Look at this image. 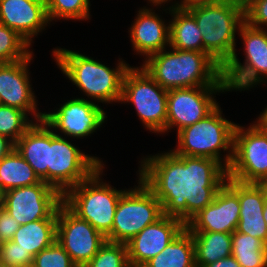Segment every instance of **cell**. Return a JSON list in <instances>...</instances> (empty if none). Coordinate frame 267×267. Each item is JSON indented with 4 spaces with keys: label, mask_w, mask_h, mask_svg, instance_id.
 I'll return each instance as SVG.
<instances>
[{
    "label": "cell",
    "mask_w": 267,
    "mask_h": 267,
    "mask_svg": "<svg viewBox=\"0 0 267 267\" xmlns=\"http://www.w3.org/2000/svg\"><path fill=\"white\" fill-rule=\"evenodd\" d=\"M227 86H200L168 90L166 132H177L205 118L219 104L217 93L227 92ZM174 127V128H173Z\"/></svg>",
    "instance_id": "13"
},
{
    "label": "cell",
    "mask_w": 267,
    "mask_h": 267,
    "mask_svg": "<svg viewBox=\"0 0 267 267\" xmlns=\"http://www.w3.org/2000/svg\"><path fill=\"white\" fill-rule=\"evenodd\" d=\"M221 0H180L179 1H175L174 3L172 2L170 8H175V7H180L183 9H188L191 8L193 6H197V5H205V4H209V3H216L219 2Z\"/></svg>",
    "instance_id": "37"
},
{
    "label": "cell",
    "mask_w": 267,
    "mask_h": 267,
    "mask_svg": "<svg viewBox=\"0 0 267 267\" xmlns=\"http://www.w3.org/2000/svg\"><path fill=\"white\" fill-rule=\"evenodd\" d=\"M15 148V143L0 134V160Z\"/></svg>",
    "instance_id": "38"
},
{
    "label": "cell",
    "mask_w": 267,
    "mask_h": 267,
    "mask_svg": "<svg viewBox=\"0 0 267 267\" xmlns=\"http://www.w3.org/2000/svg\"><path fill=\"white\" fill-rule=\"evenodd\" d=\"M228 178L267 184V134L255 121L247 128L236 124Z\"/></svg>",
    "instance_id": "11"
},
{
    "label": "cell",
    "mask_w": 267,
    "mask_h": 267,
    "mask_svg": "<svg viewBox=\"0 0 267 267\" xmlns=\"http://www.w3.org/2000/svg\"><path fill=\"white\" fill-rule=\"evenodd\" d=\"M41 181L33 168L15 148L0 160V189L3 193Z\"/></svg>",
    "instance_id": "27"
},
{
    "label": "cell",
    "mask_w": 267,
    "mask_h": 267,
    "mask_svg": "<svg viewBox=\"0 0 267 267\" xmlns=\"http://www.w3.org/2000/svg\"><path fill=\"white\" fill-rule=\"evenodd\" d=\"M263 218L265 219L266 227H267V197H266V201L264 203Z\"/></svg>",
    "instance_id": "42"
},
{
    "label": "cell",
    "mask_w": 267,
    "mask_h": 267,
    "mask_svg": "<svg viewBox=\"0 0 267 267\" xmlns=\"http://www.w3.org/2000/svg\"><path fill=\"white\" fill-rule=\"evenodd\" d=\"M21 109L0 104V134L16 143L35 123Z\"/></svg>",
    "instance_id": "30"
},
{
    "label": "cell",
    "mask_w": 267,
    "mask_h": 267,
    "mask_svg": "<svg viewBox=\"0 0 267 267\" xmlns=\"http://www.w3.org/2000/svg\"><path fill=\"white\" fill-rule=\"evenodd\" d=\"M2 204H3V192L0 189V207L2 206Z\"/></svg>",
    "instance_id": "44"
},
{
    "label": "cell",
    "mask_w": 267,
    "mask_h": 267,
    "mask_svg": "<svg viewBox=\"0 0 267 267\" xmlns=\"http://www.w3.org/2000/svg\"><path fill=\"white\" fill-rule=\"evenodd\" d=\"M141 65L164 89L227 86L222 67L207 53L168 47L143 60Z\"/></svg>",
    "instance_id": "2"
},
{
    "label": "cell",
    "mask_w": 267,
    "mask_h": 267,
    "mask_svg": "<svg viewBox=\"0 0 267 267\" xmlns=\"http://www.w3.org/2000/svg\"><path fill=\"white\" fill-rule=\"evenodd\" d=\"M32 267H77L70 255L56 240L33 257Z\"/></svg>",
    "instance_id": "33"
},
{
    "label": "cell",
    "mask_w": 267,
    "mask_h": 267,
    "mask_svg": "<svg viewBox=\"0 0 267 267\" xmlns=\"http://www.w3.org/2000/svg\"><path fill=\"white\" fill-rule=\"evenodd\" d=\"M137 179L138 185L127 189L119 198L107 241L126 244L163 216L160 201L139 177Z\"/></svg>",
    "instance_id": "9"
},
{
    "label": "cell",
    "mask_w": 267,
    "mask_h": 267,
    "mask_svg": "<svg viewBox=\"0 0 267 267\" xmlns=\"http://www.w3.org/2000/svg\"><path fill=\"white\" fill-rule=\"evenodd\" d=\"M90 0H46V12L49 22L63 20H88Z\"/></svg>",
    "instance_id": "29"
},
{
    "label": "cell",
    "mask_w": 267,
    "mask_h": 267,
    "mask_svg": "<svg viewBox=\"0 0 267 267\" xmlns=\"http://www.w3.org/2000/svg\"><path fill=\"white\" fill-rule=\"evenodd\" d=\"M33 56L32 52L23 60L0 64V104L21 109L38 122L43 120L44 113L38 110L29 76L28 66Z\"/></svg>",
    "instance_id": "16"
},
{
    "label": "cell",
    "mask_w": 267,
    "mask_h": 267,
    "mask_svg": "<svg viewBox=\"0 0 267 267\" xmlns=\"http://www.w3.org/2000/svg\"><path fill=\"white\" fill-rule=\"evenodd\" d=\"M0 23L32 46L33 39L50 25L46 0H0Z\"/></svg>",
    "instance_id": "20"
},
{
    "label": "cell",
    "mask_w": 267,
    "mask_h": 267,
    "mask_svg": "<svg viewBox=\"0 0 267 267\" xmlns=\"http://www.w3.org/2000/svg\"><path fill=\"white\" fill-rule=\"evenodd\" d=\"M167 94L142 67L131 66L125 73L119 103L134 106L143 126L152 133L165 134Z\"/></svg>",
    "instance_id": "7"
},
{
    "label": "cell",
    "mask_w": 267,
    "mask_h": 267,
    "mask_svg": "<svg viewBox=\"0 0 267 267\" xmlns=\"http://www.w3.org/2000/svg\"><path fill=\"white\" fill-rule=\"evenodd\" d=\"M263 130L264 132L267 134V123H257Z\"/></svg>",
    "instance_id": "43"
},
{
    "label": "cell",
    "mask_w": 267,
    "mask_h": 267,
    "mask_svg": "<svg viewBox=\"0 0 267 267\" xmlns=\"http://www.w3.org/2000/svg\"><path fill=\"white\" fill-rule=\"evenodd\" d=\"M106 118V112L101 105L82 97H74L54 111L44 112L43 121L57 135L83 139L96 133L107 121Z\"/></svg>",
    "instance_id": "15"
},
{
    "label": "cell",
    "mask_w": 267,
    "mask_h": 267,
    "mask_svg": "<svg viewBox=\"0 0 267 267\" xmlns=\"http://www.w3.org/2000/svg\"><path fill=\"white\" fill-rule=\"evenodd\" d=\"M256 123H267V106L264 111L260 112L258 118H256Z\"/></svg>",
    "instance_id": "40"
},
{
    "label": "cell",
    "mask_w": 267,
    "mask_h": 267,
    "mask_svg": "<svg viewBox=\"0 0 267 267\" xmlns=\"http://www.w3.org/2000/svg\"><path fill=\"white\" fill-rule=\"evenodd\" d=\"M169 13L170 19V47L186 51L204 53L202 33L200 32L194 16L180 7L163 9ZM169 12H168V11Z\"/></svg>",
    "instance_id": "23"
},
{
    "label": "cell",
    "mask_w": 267,
    "mask_h": 267,
    "mask_svg": "<svg viewBox=\"0 0 267 267\" xmlns=\"http://www.w3.org/2000/svg\"><path fill=\"white\" fill-rule=\"evenodd\" d=\"M0 264L5 267H32L33 256L10 240L0 243Z\"/></svg>",
    "instance_id": "34"
},
{
    "label": "cell",
    "mask_w": 267,
    "mask_h": 267,
    "mask_svg": "<svg viewBox=\"0 0 267 267\" xmlns=\"http://www.w3.org/2000/svg\"><path fill=\"white\" fill-rule=\"evenodd\" d=\"M57 219H42L20 225L12 241L33 257L56 241Z\"/></svg>",
    "instance_id": "25"
},
{
    "label": "cell",
    "mask_w": 267,
    "mask_h": 267,
    "mask_svg": "<svg viewBox=\"0 0 267 267\" xmlns=\"http://www.w3.org/2000/svg\"><path fill=\"white\" fill-rule=\"evenodd\" d=\"M194 242L195 266L205 267L232 254V234L191 232Z\"/></svg>",
    "instance_id": "26"
},
{
    "label": "cell",
    "mask_w": 267,
    "mask_h": 267,
    "mask_svg": "<svg viewBox=\"0 0 267 267\" xmlns=\"http://www.w3.org/2000/svg\"><path fill=\"white\" fill-rule=\"evenodd\" d=\"M104 169L103 163L87 179L69 189L63 195V203L106 237L112 230L119 198L127 189L117 190L104 182L101 179Z\"/></svg>",
    "instance_id": "6"
},
{
    "label": "cell",
    "mask_w": 267,
    "mask_h": 267,
    "mask_svg": "<svg viewBox=\"0 0 267 267\" xmlns=\"http://www.w3.org/2000/svg\"><path fill=\"white\" fill-rule=\"evenodd\" d=\"M245 22L267 30V0H243Z\"/></svg>",
    "instance_id": "35"
},
{
    "label": "cell",
    "mask_w": 267,
    "mask_h": 267,
    "mask_svg": "<svg viewBox=\"0 0 267 267\" xmlns=\"http://www.w3.org/2000/svg\"><path fill=\"white\" fill-rule=\"evenodd\" d=\"M20 227V224L5 210L0 207V243L13 239L15 232Z\"/></svg>",
    "instance_id": "36"
},
{
    "label": "cell",
    "mask_w": 267,
    "mask_h": 267,
    "mask_svg": "<svg viewBox=\"0 0 267 267\" xmlns=\"http://www.w3.org/2000/svg\"><path fill=\"white\" fill-rule=\"evenodd\" d=\"M63 196L46 182L13 188L3 193L2 207L20 224L57 219Z\"/></svg>",
    "instance_id": "12"
},
{
    "label": "cell",
    "mask_w": 267,
    "mask_h": 267,
    "mask_svg": "<svg viewBox=\"0 0 267 267\" xmlns=\"http://www.w3.org/2000/svg\"><path fill=\"white\" fill-rule=\"evenodd\" d=\"M205 267H241V265L237 262L234 256H229L226 258H222L218 261L210 263Z\"/></svg>",
    "instance_id": "39"
},
{
    "label": "cell",
    "mask_w": 267,
    "mask_h": 267,
    "mask_svg": "<svg viewBox=\"0 0 267 267\" xmlns=\"http://www.w3.org/2000/svg\"><path fill=\"white\" fill-rule=\"evenodd\" d=\"M139 163L137 175L160 201L163 215L184 224L214 200L228 177V170L214 159L171 150L142 157Z\"/></svg>",
    "instance_id": "1"
},
{
    "label": "cell",
    "mask_w": 267,
    "mask_h": 267,
    "mask_svg": "<svg viewBox=\"0 0 267 267\" xmlns=\"http://www.w3.org/2000/svg\"><path fill=\"white\" fill-rule=\"evenodd\" d=\"M84 267H130L127 245L106 241Z\"/></svg>",
    "instance_id": "32"
},
{
    "label": "cell",
    "mask_w": 267,
    "mask_h": 267,
    "mask_svg": "<svg viewBox=\"0 0 267 267\" xmlns=\"http://www.w3.org/2000/svg\"><path fill=\"white\" fill-rule=\"evenodd\" d=\"M240 203L238 195L225 183L214 200L194 215L185 227L190 232L233 233L238 226Z\"/></svg>",
    "instance_id": "17"
},
{
    "label": "cell",
    "mask_w": 267,
    "mask_h": 267,
    "mask_svg": "<svg viewBox=\"0 0 267 267\" xmlns=\"http://www.w3.org/2000/svg\"><path fill=\"white\" fill-rule=\"evenodd\" d=\"M187 10L202 33L204 53L223 68L236 52V34L245 22L243 0H221Z\"/></svg>",
    "instance_id": "4"
},
{
    "label": "cell",
    "mask_w": 267,
    "mask_h": 267,
    "mask_svg": "<svg viewBox=\"0 0 267 267\" xmlns=\"http://www.w3.org/2000/svg\"><path fill=\"white\" fill-rule=\"evenodd\" d=\"M129 29L134 52L145 60L170 46V23L155 13L153 7H141Z\"/></svg>",
    "instance_id": "21"
},
{
    "label": "cell",
    "mask_w": 267,
    "mask_h": 267,
    "mask_svg": "<svg viewBox=\"0 0 267 267\" xmlns=\"http://www.w3.org/2000/svg\"><path fill=\"white\" fill-rule=\"evenodd\" d=\"M225 183L239 197L240 214L236 231L256 237L267 245V227L263 218L267 184L242 183L228 177Z\"/></svg>",
    "instance_id": "19"
},
{
    "label": "cell",
    "mask_w": 267,
    "mask_h": 267,
    "mask_svg": "<svg viewBox=\"0 0 267 267\" xmlns=\"http://www.w3.org/2000/svg\"><path fill=\"white\" fill-rule=\"evenodd\" d=\"M142 267H196L191 232L185 227L158 255Z\"/></svg>",
    "instance_id": "24"
},
{
    "label": "cell",
    "mask_w": 267,
    "mask_h": 267,
    "mask_svg": "<svg viewBox=\"0 0 267 267\" xmlns=\"http://www.w3.org/2000/svg\"><path fill=\"white\" fill-rule=\"evenodd\" d=\"M185 224L176 217L163 215L126 243L130 266L142 267L158 255L183 229Z\"/></svg>",
    "instance_id": "18"
},
{
    "label": "cell",
    "mask_w": 267,
    "mask_h": 267,
    "mask_svg": "<svg viewBox=\"0 0 267 267\" xmlns=\"http://www.w3.org/2000/svg\"><path fill=\"white\" fill-rule=\"evenodd\" d=\"M170 1H173V0H147L148 3L151 4V6H157L161 8V6H164V4L168 3L170 4Z\"/></svg>",
    "instance_id": "41"
},
{
    "label": "cell",
    "mask_w": 267,
    "mask_h": 267,
    "mask_svg": "<svg viewBox=\"0 0 267 267\" xmlns=\"http://www.w3.org/2000/svg\"><path fill=\"white\" fill-rule=\"evenodd\" d=\"M102 164L103 160L99 157L86 155L67 137L55 134L49 127L48 185L62 196Z\"/></svg>",
    "instance_id": "10"
},
{
    "label": "cell",
    "mask_w": 267,
    "mask_h": 267,
    "mask_svg": "<svg viewBox=\"0 0 267 267\" xmlns=\"http://www.w3.org/2000/svg\"><path fill=\"white\" fill-rule=\"evenodd\" d=\"M56 240L77 267H84L107 241L102 233L79 218L63 202L57 209Z\"/></svg>",
    "instance_id": "14"
},
{
    "label": "cell",
    "mask_w": 267,
    "mask_h": 267,
    "mask_svg": "<svg viewBox=\"0 0 267 267\" xmlns=\"http://www.w3.org/2000/svg\"><path fill=\"white\" fill-rule=\"evenodd\" d=\"M244 44V63L235 52L222 68L223 79L230 91H245L267 82V30L244 22L238 34Z\"/></svg>",
    "instance_id": "8"
},
{
    "label": "cell",
    "mask_w": 267,
    "mask_h": 267,
    "mask_svg": "<svg viewBox=\"0 0 267 267\" xmlns=\"http://www.w3.org/2000/svg\"><path fill=\"white\" fill-rule=\"evenodd\" d=\"M31 45L16 31L0 23V64L27 58Z\"/></svg>",
    "instance_id": "31"
},
{
    "label": "cell",
    "mask_w": 267,
    "mask_h": 267,
    "mask_svg": "<svg viewBox=\"0 0 267 267\" xmlns=\"http://www.w3.org/2000/svg\"><path fill=\"white\" fill-rule=\"evenodd\" d=\"M52 56L63 74L88 97L86 100L120 102L124 75L131 67L125 60L119 58L115 68H111L85 54L60 47L52 50Z\"/></svg>",
    "instance_id": "3"
},
{
    "label": "cell",
    "mask_w": 267,
    "mask_h": 267,
    "mask_svg": "<svg viewBox=\"0 0 267 267\" xmlns=\"http://www.w3.org/2000/svg\"><path fill=\"white\" fill-rule=\"evenodd\" d=\"M232 256L241 267H267V245L248 234L232 233Z\"/></svg>",
    "instance_id": "28"
},
{
    "label": "cell",
    "mask_w": 267,
    "mask_h": 267,
    "mask_svg": "<svg viewBox=\"0 0 267 267\" xmlns=\"http://www.w3.org/2000/svg\"><path fill=\"white\" fill-rule=\"evenodd\" d=\"M15 149L48 184L49 126L43 120L35 122L15 143Z\"/></svg>",
    "instance_id": "22"
},
{
    "label": "cell",
    "mask_w": 267,
    "mask_h": 267,
    "mask_svg": "<svg viewBox=\"0 0 267 267\" xmlns=\"http://www.w3.org/2000/svg\"><path fill=\"white\" fill-rule=\"evenodd\" d=\"M222 112L218 105L205 118L178 131L177 148L171 151L176 155L211 158L228 170L233 159L236 123L227 120ZM222 150L226 154L222 155Z\"/></svg>",
    "instance_id": "5"
}]
</instances>
